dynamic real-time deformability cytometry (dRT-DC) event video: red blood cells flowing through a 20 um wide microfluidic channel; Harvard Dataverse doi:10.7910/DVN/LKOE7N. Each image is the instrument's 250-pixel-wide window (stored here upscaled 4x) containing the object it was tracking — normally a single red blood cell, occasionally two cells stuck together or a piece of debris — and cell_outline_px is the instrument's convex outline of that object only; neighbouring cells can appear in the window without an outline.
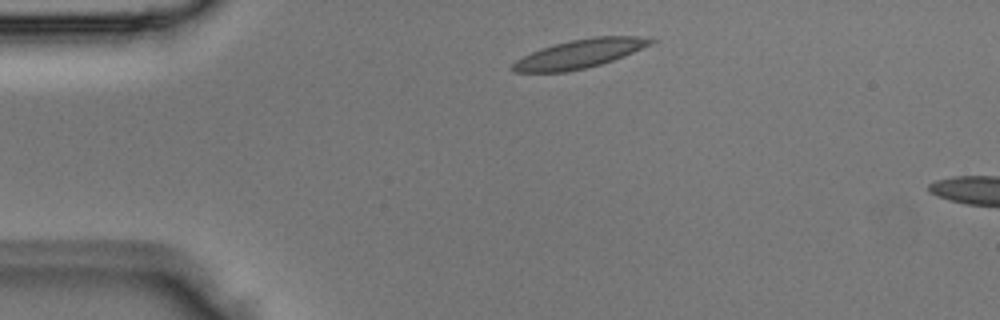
{"species": "Egyptian fruit bat (a non-hibernating species)", "species_latin": "Rousettus aegyptiacus", "temperature_condition": "room temperature", "stored_images_in_passage": 2, "camera_frame_rate_fps": 3000, "um_per_image_px": 0.085, "animal": {"sex": "male"}, "frame": {"image": 1, "passage_image": 1, "time_ms": 0.0, "image_size_px": [1000, 320], "cell_outline_px": [[656, 40], [652, 44], [624, 56], [600, 64], [568, 72], [516, 72], [508, 68], [516, 60], [540, 48], [572, 40], [596, 36], [652, 36]], "centroid_in_image_um": [49.3, 4.56], "position_along_channel_um": 35.7, "area_um2": 23.06}}